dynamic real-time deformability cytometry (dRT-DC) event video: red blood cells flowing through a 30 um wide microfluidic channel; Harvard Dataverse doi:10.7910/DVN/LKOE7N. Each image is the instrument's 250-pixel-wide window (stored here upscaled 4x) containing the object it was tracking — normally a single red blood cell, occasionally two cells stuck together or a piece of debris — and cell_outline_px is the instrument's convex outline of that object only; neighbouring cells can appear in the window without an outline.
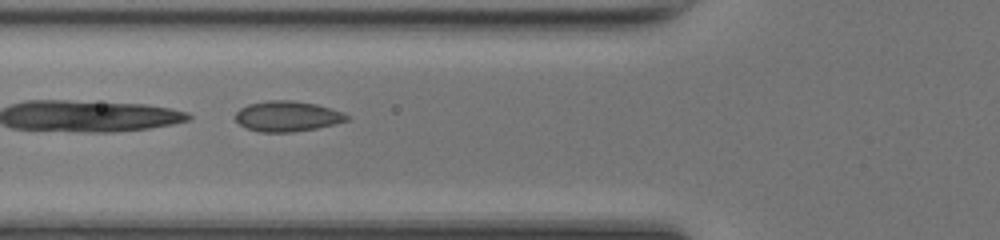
{"species": "common noctule bat (a hibernating species)", "species_latin": "Nyctalus noctula", "temperature_condition": "room temperature", "stored_images_in_passage": 47, "camera_frame_rate_fps": 3000, "um_per_image_px": 0.085, "animal": {"sex": "female", "body_mass_g": 17.0, "forearm_length_mm": 48.0}, "frame": {"image": 1, "passage_image": 18, "time_ms": 5.667, "image_size_px": [1000, 240], "cell_outline_px": [[352, 116], [348, 120], [316, 128], [292, 132], [260, 132], [248, 128], [240, 124], [236, 120], [236, 112], [240, 108], [248, 104], [268, 100], [292, 100], [316, 104]], "centroid_in_image_um": [24.4, 9.88], "position_along_channel_um": 101.4, "area_um2": 19.54}}
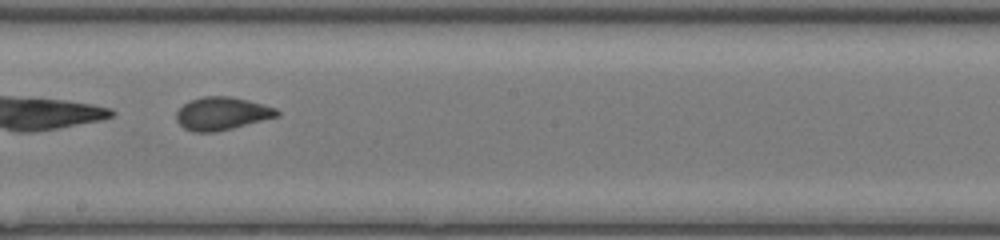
{"frame": {"image": 2, "passage_image": 27, "time_ms": 8.667, "image_size_px": [1000, 240], "cell_outline_px": [[280, 116], [216, 132], [192, 132], [184, 128], [176, 120], [176, 112], [184, 104], [192, 100], [204, 96], [228, 96], [248, 100], [276, 108], [280, 112]], "centroid_in_image_um": [18.87, 9.66], "position_along_channel_um": 229.3, "area_um2": 19.25}}
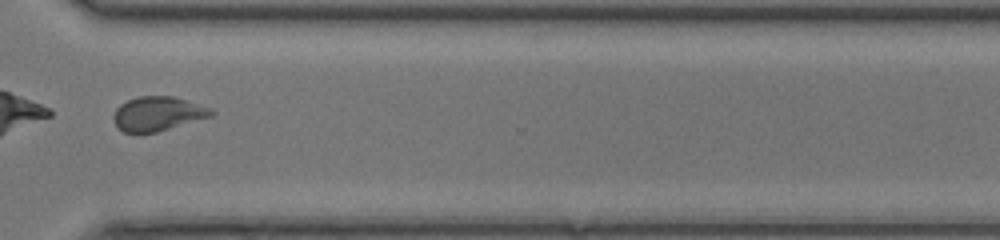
{"frame": {"image": 3, "passage_image": 36, "time_ms": 11.667, "image_size_px": [1000, 240], "cell_outline_px": [[216, 112], [212, 116], [156, 132], [124, 132], [116, 128], [112, 116], [116, 108], [120, 104], [128, 100], [140, 96], [172, 96], [212, 108]], "centroid_in_image_um": [13.39, 9.66], "position_along_channel_um": 357.2, "area_um2": 19.48}, "authors_computed_cell_mechanics": {"area_um2": 20.519, "velocity_mm_per_s": 4.2697, "shape_relaxation_time_tau1_ms": 5.5161, "shape_relaxation_time_tau2_ms": 1.185, "deformation_change_tau1": 0.1037, "deformation_change_tau2": 0.0646}}